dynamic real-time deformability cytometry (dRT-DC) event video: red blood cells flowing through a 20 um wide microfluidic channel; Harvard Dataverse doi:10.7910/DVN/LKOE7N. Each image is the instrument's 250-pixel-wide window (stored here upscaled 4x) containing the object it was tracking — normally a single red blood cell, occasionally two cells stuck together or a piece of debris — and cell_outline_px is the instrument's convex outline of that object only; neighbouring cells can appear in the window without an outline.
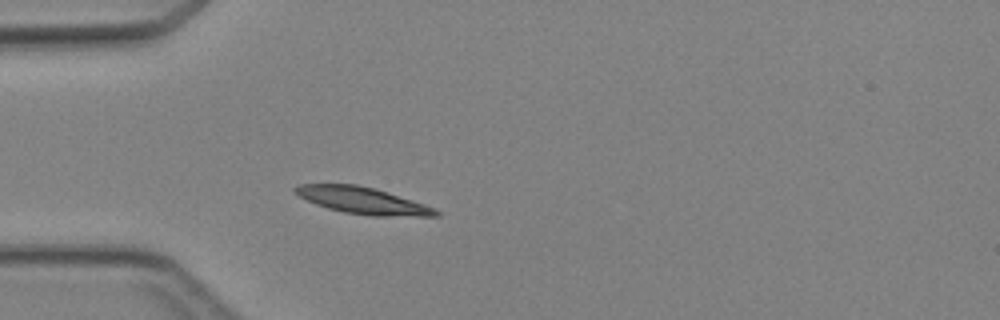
{"species": "Egyptian fruit bat (a non-hibernating species)", "species_latin": "Rousettus aegyptiacus", "temperature_condition": "cold", "stored_images_in_passage": 2, "camera_frame_rate_fps": 3000, "um_per_image_px": 0.085, "animal": {"sex": "female"}, "frame": {"image": 1, "passage_image": 2, "time_ms": 1.0, "image_size_px": [1000, 320], "cell_outline_px": [[440, 216], [372, 216], [344, 212], [328, 208], [316, 204], [292, 192], [292, 188], [300, 184], [356, 184], [388, 192], [424, 204], [440, 212]], "centroid_in_image_um": [30.8, 17.04], "position_along_channel_um": 54.2, "area_um2": 21.68}}